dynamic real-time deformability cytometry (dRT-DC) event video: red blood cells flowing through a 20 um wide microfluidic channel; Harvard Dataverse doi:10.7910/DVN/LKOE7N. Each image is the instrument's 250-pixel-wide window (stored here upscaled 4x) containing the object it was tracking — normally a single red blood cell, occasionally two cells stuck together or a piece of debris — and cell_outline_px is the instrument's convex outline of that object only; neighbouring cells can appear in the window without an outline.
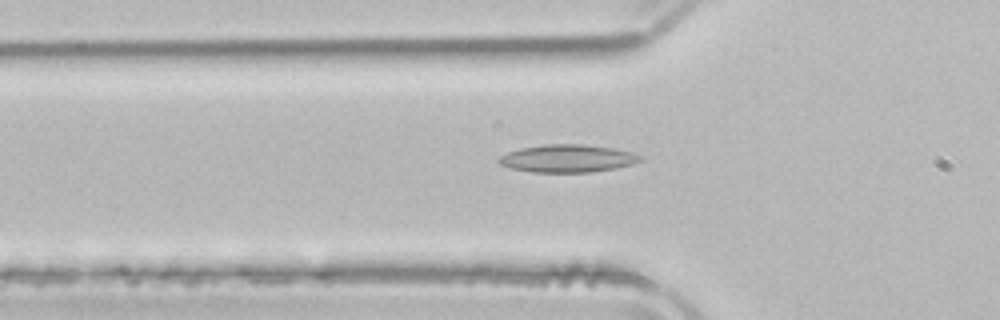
{"species": "common noctule bat (a hibernating species)", "species_latin": "Nyctalus noctula", "temperature_condition": "room temperature", "stored_images_in_passage": 51, "camera_frame_rate_fps": 3000, "um_per_image_px": 0.085, "animal": {"sex": "male", "body_mass_g": 21.5, "forearm_length_mm": 52.0}, "frame": {"image": 1, "passage_image": 17, "time_ms": 5.333, "image_size_px": [1000, 320], "cell_outline_px": [[644, 160], [632, 164], [616, 168], [592, 172], [532, 172], [512, 168], [500, 164], [496, 160], [500, 156], [508, 152], [520, 148], [544, 144], [580, 144], [612, 148], [632, 152], [644, 156]], "centroid_in_image_um": [48.27, 13.47], "position_along_channel_um": 77.5, "area_um2": 22.89}}
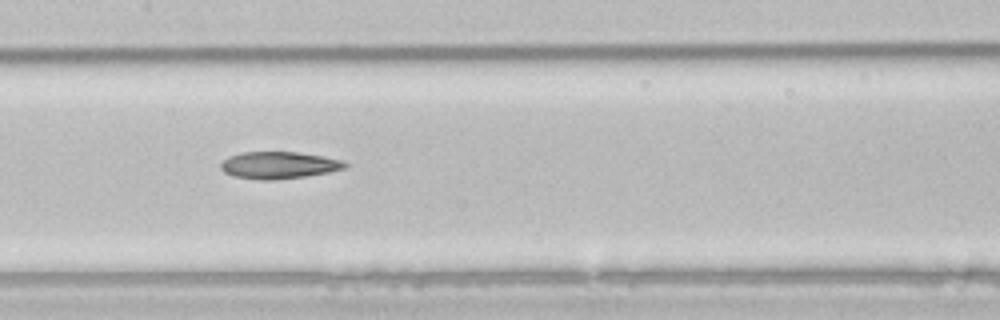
{"frame": {"image": 2, "passage_image": 25, "time_ms": 8.0, "image_size_px": [1000, 320], "cell_outline_px": [[348, 168], [328, 172], [304, 176], [268, 180], [264, 180], [232, 176], [224, 172], [220, 168], [220, 164], [228, 156], [240, 152], [296, 152], [324, 156], [344, 160], [348, 164]], "centroid_in_image_um": [23.71, 14.03], "position_along_channel_um": 183.7, "area_um2": 19.59}}
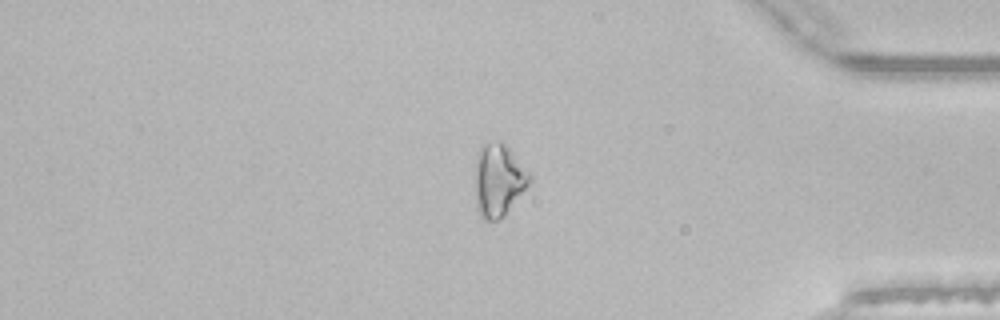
{"frame": {"image": 3, "passage_image": 43, "time_ms": 14.0, "image_size_px": [1000, 320], "cell_outline_px": [[532, 180], [504, 216], [500, 220], [484, 220], [480, 216], [476, 208], [476, 152], [480, 144], [496, 140], [504, 140], [532, 176]], "centroid_in_image_um": [42.37, 15.26], "position_along_channel_um": 392.8, "area_um2": 23.47}, "authors_computed_cell_mechanics": {"area_um2": 22.7732, "velocity_mm_per_s": 3.9377, "shape_relaxation_time_tau1_ms": null, "shape_relaxation_time_tau2_ms": 10.1565, "deformation_change_tau1": null, "deformation_change_tau2": 0.2405}}